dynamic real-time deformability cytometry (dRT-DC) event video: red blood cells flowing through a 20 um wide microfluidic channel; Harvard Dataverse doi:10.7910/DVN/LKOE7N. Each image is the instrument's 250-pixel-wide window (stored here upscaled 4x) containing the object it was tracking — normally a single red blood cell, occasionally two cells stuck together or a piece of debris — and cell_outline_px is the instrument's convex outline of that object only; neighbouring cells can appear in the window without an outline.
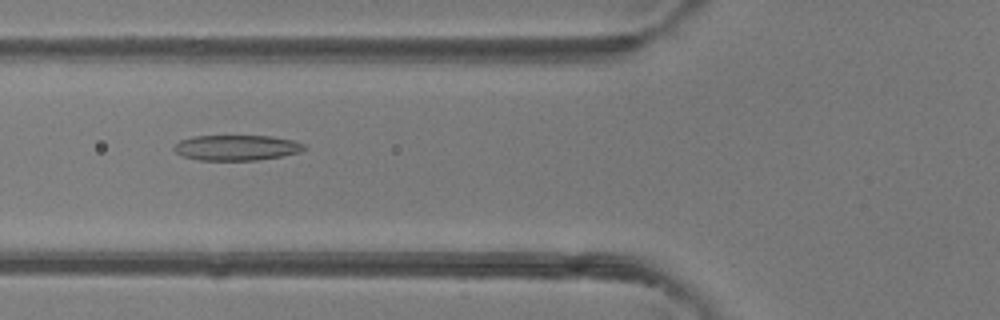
{"species": "common noctule bat (a hibernating species)", "species_latin": "Nyctalus noctula", "temperature_condition": "room temperature", "stored_images_in_passage": 49, "camera_frame_rate_fps": 3000, "um_per_image_px": 0.085, "animal": {"sex": "female"}, "frame": {"image": 1, "passage_image": 19, "time_ms": 6.0, "image_size_px": [1000, 320], "cell_outline_px": [[308, 148], [300, 152], [280, 156], [256, 160], [200, 160], [180, 156], [172, 148], [180, 140], [192, 136], [272, 136], [292, 140], [304, 144]], "centroid_in_image_um": [20.09, 12.55], "position_along_channel_um": 105.7, "area_um2": 19.31}}
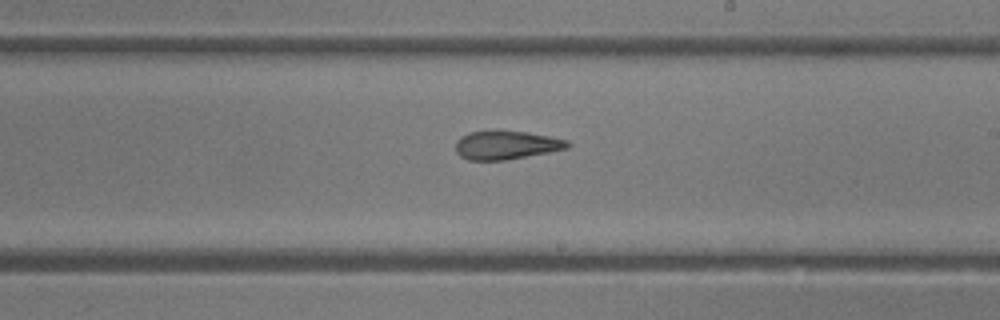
{"frame": {"image": 2, "passage_image": 29, "time_ms": 9.333, "image_size_px": [1000, 320], "cell_outline_px": [[572, 144], [568, 148], [548, 152], [504, 160], [468, 160], [460, 156], [456, 152], [456, 140], [460, 136], [468, 132], [496, 128], [528, 132], [568, 140]], "centroid_in_image_um": [42.99, 12.29], "position_along_channel_um": 246.0, "area_um2": 19.19}}
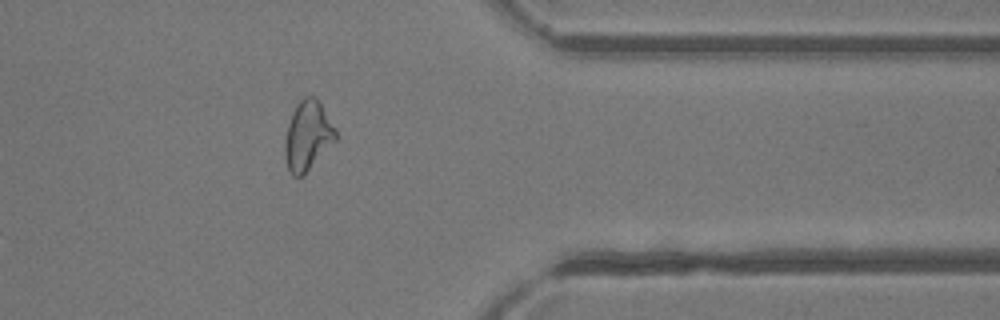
{"frame": {"image": 3, "passage_image": 40, "time_ms": 13.0, "image_size_px": [1000, 320], "cell_outline_px": [[336, 140], [304, 176], [292, 176], [288, 172], [284, 156], [284, 140], [288, 124], [292, 112], [296, 104], [304, 96], [316, 96], [320, 100], [336, 128]], "centroid_in_image_um": [26.15, 11.54], "position_along_channel_um": 385.3, "area_um2": 21.1}, "authors_computed_cell_mechanics": {"area_um2": 21.097, "velocity_mm_per_s": 4.2091, "shape_relaxation_time_tau1_ms": 7.9166, "shape_relaxation_time_tau2_ms": 1.715, "deformation_change_tau1": 0.2328, "deformation_change_tau2": 0.1027}}